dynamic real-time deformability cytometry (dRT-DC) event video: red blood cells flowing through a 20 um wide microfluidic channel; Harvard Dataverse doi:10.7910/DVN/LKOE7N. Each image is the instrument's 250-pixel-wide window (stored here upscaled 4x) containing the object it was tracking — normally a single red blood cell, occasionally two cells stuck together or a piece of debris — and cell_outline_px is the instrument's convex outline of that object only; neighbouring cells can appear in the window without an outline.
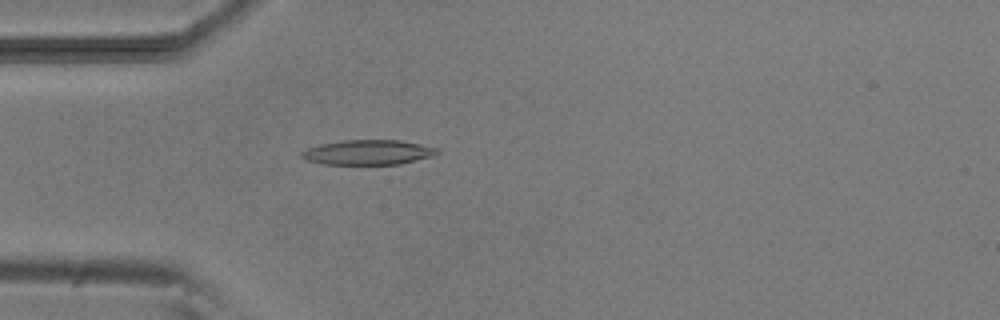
{"species": "common noctule bat (a hibernating species)", "species_latin": "Nyctalus noctula", "temperature_condition": "room temperature", "stored_images_in_passage": 3, "camera_frame_rate_fps": 3000, "um_per_image_px": 0.085, "animal": {"sex": "male", "body_mass_g": 20.5, "forearm_length_mm": 52.5}, "frame": {"image": 1, "passage_image": 3, "time_ms": 2.333, "image_size_px": [1000, 320], "cell_outline_px": [[440, 152], [432, 156], [400, 164], [324, 164], [308, 160], [300, 156], [300, 152], [308, 148], [320, 144], [340, 140], [400, 140], [436, 148]], "centroid_in_image_um": [31.25, 12.94], "position_along_channel_um": 53.7, "area_um2": 19.48}}